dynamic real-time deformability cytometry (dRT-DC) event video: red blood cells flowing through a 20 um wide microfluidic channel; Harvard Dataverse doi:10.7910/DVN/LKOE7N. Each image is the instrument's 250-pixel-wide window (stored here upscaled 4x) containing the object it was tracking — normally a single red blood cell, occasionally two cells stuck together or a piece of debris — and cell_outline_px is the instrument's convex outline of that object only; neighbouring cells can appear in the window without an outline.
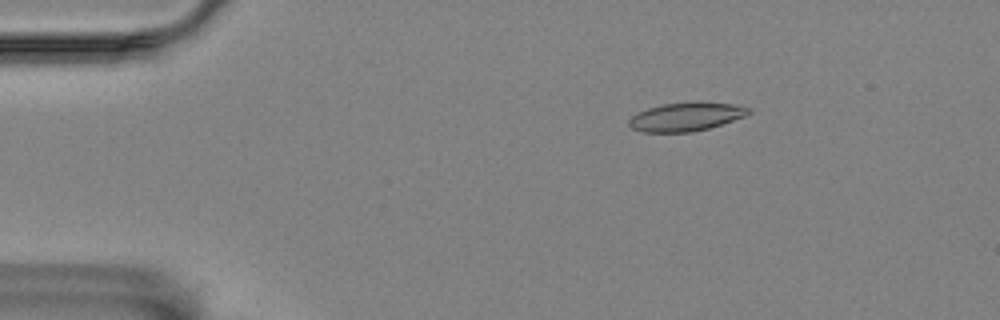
{"species": "Egyptian fruit bat (a non-hibernating species)", "species_latin": "Rousettus aegyptiacus", "temperature_condition": "room temperature", "stored_images_in_passage": 5, "camera_frame_rate_fps": 3000, "um_per_image_px": 0.085, "animal": {"sex": "female"}, "frame": {"image": 1, "passage_image": 3, "time_ms": 2.0, "image_size_px": [1000, 320], "cell_outline_px": [[752, 112], [744, 116], [708, 128], [692, 132], [644, 132], [632, 128], [628, 124], [628, 120], [632, 116], [648, 108], [664, 104], [700, 100], [732, 104], [752, 108]], "centroid_in_image_um": [58.34, 9.9], "position_along_channel_um": 26.7, "area_um2": 20.0}}